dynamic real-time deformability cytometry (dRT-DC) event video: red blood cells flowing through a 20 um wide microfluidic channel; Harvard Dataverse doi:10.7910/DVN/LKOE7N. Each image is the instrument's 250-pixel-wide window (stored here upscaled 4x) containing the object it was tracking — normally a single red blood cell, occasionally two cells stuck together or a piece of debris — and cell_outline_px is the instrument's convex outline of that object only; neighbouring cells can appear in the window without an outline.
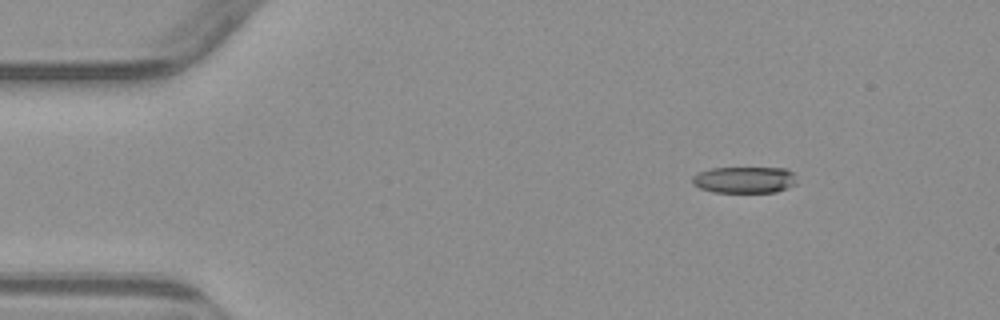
{"species": "common noctule bat (a hibernating species)", "species_latin": "Nyctalus noctula", "temperature_condition": "warm", "stored_images_in_passage": 5, "camera_frame_rate_fps": 3000, "um_per_image_px": 0.085, "animal": {"sex": "male", "body_mass_g": 23.1, "forearm_length_mm": 52.7}, "frame": {"image": 1, "passage_image": 2, "time_ms": 1.333, "image_size_px": [1000, 320], "cell_outline_px": [[796, 184], [788, 188], [776, 192], [712, 192], [700, 188], [692, 184], [692, 176], [700, 172], [712, 168], [784, 168], [792, 172]], "centroid_in_image_um": [63.26, 15.29], "position_along_channel_um": 21.7, "area_um2": 16.07}}